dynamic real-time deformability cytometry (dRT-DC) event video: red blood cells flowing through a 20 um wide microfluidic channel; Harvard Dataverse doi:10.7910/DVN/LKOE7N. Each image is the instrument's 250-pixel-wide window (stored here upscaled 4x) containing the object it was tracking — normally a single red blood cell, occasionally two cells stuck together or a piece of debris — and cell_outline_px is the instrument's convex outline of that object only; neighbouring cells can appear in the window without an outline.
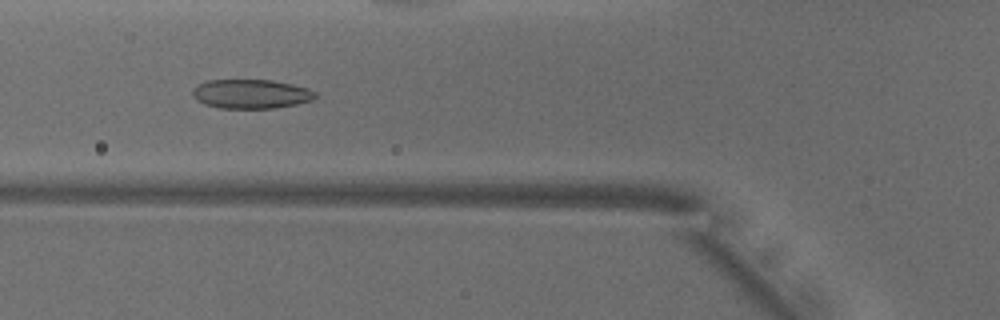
{"species": "common noctule bat (a hibernating species)", "species_latin": "Nyctalus noctula", "temperature_condition": "warm", "stored_images_in_passage": 39, "camera_frame_rate_fps": 3000, "um_per_image_px": 0.085, "animal": {"sex": "male", "body_mass_g": 18.8}, "frame": {"image": 1, "passage_image": 6, "time_ms": 1.667, "image_size_px": [1000, 320], "cell_outline_px": [[316, 96], [312, 100], [296, 104], [276, 108], [220, 108], [204, 104], [196, 100], [192, 96], [192, 92], [200, 84], [208, 80], [272, 80], [292, 84], [308, 88], [316, 92]], "centroid_in_image_um": [21.35, 7.99], "position_along_channel_um": 104.4, "area_um2": 20.81}}
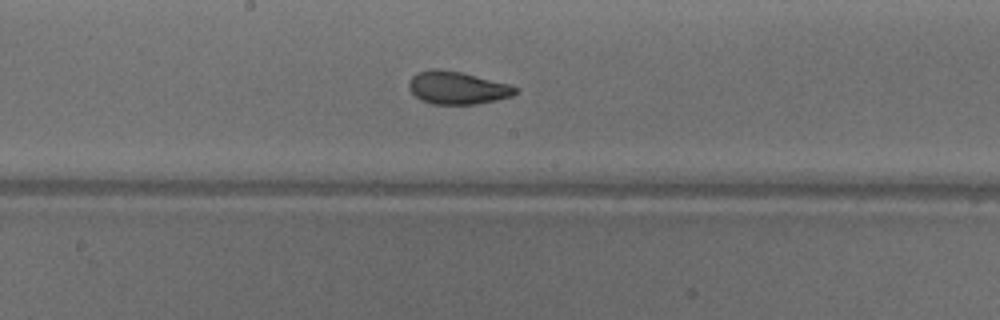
{"frame": {"image": 2, "passage_image": 14, "time_ms": 4.333, "image_size_px": [1000, 320], "cell_outline_px": [[520, 92], [512, 96], [496, 100], [476, 104], [432, 104], [420, 100], [408, 88], [408, 80], [416, 72], [432, 68], [440, 68], [460, 72], [508, 84], [520, 88]], "centroid_in_image_um": [38.85, 7.46], "position_along_channel_um": 209.3, "area_um2": 20.52}}
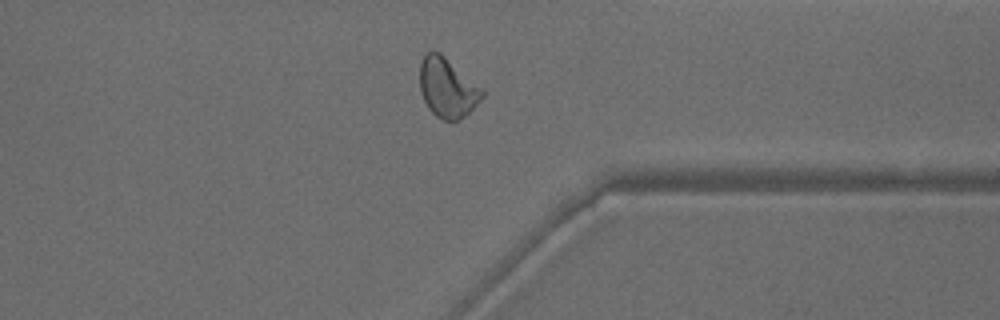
{"frame": {"image": 3, "passage_image": 27, "time_ms": 8.667, "image_size_px": [1000, 320], "cell_outline_px": [[484, 96], [460, 120], [444, 120], [436, 116], [428, 108], [420, 92], [420, 60], [424, 52], [440, 52], [480, 88], [484, 92]], "centroid_in_image_um": [37.97, 7.45], "position_along_channel_um": 373.4, "area_um2": 21.21}, "authors_computed_cell_mechanics": {"area_um2": 20.9236, "velocity_mm_per_s": 3.916, "shape_relaxation_time_tau1_ms": 4.9604, "shape_relaxation_time_tau2_ms": 1.2065, "deformation_change_tau1": 0.1562, "deformation_change_tau2": 0.0622}}